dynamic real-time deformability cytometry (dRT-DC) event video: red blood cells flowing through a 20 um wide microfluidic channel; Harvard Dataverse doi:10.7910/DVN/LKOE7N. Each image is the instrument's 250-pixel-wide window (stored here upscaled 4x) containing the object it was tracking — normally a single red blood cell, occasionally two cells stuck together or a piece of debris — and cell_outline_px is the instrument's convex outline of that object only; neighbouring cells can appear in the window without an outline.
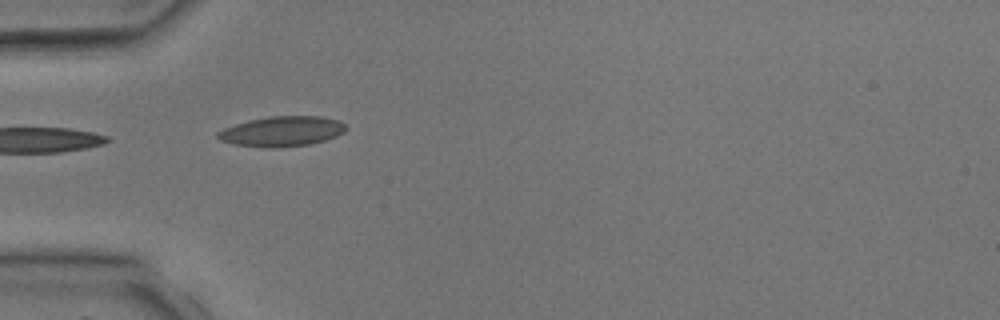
{"species": "common noctule bat (a hibernating species)", "species_latin": "Nyctalus noctula", "temperature_condition": "room temperature", "stored_images_in_passage": 4, "camera_frame_rate_fps": 3000, "um_per_image_px": 0.085, "animal": {"sex": "male", "body_mass_g": 17.9, "forearm_length_mm": 54.2}, "frame": {"image": 1, "passage_image": 4, "time_ms": 4.0, "image_size_px": [1000, 320], "cell_outline_px": [[348, 128], [344, 132], [336, 136], [324, 140], [308, 144], [276, 148], [268, 148], [236, 144], [220, 140], [216, 136], [216, 132], [224, 128], [248, 120], [268, 116], [320, 116], [336, 120], [344, 124]], "centroid_in_image_um": [23.95, 11.16], "position_along_channel_um": 61.1, "area_um2": 22.37}}